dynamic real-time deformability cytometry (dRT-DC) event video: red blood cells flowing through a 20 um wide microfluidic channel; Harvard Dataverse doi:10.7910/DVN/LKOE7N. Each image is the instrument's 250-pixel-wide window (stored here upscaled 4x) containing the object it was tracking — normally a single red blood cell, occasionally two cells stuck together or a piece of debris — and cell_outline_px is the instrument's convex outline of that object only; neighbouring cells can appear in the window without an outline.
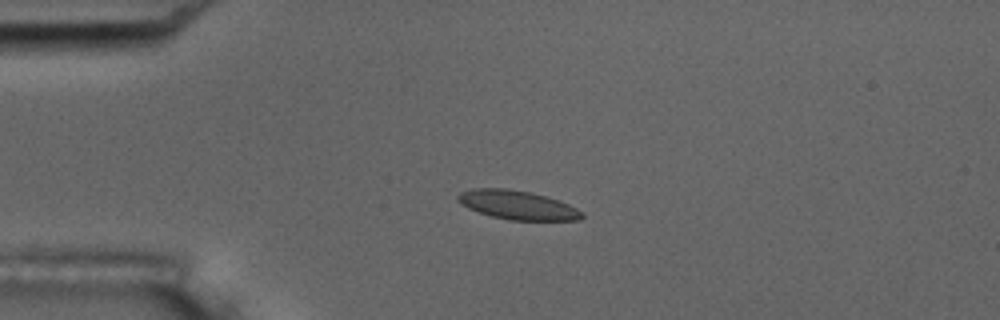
{"species": "common noctule bat (a hibernating species)", "species_latin": "Nyctalus noctula", "temperature_condition": "room temperature", "stored_images_in_passage": 4, "camera_frame_rate_fps": 3000, "um_per_image_px": 0.085, "animal": {"sex": "male", "body_mass_g": 17.5, "forearm_length_mm": 52.3}, "frame": {"image": 1, "passage_image": 3, "time_ms": 0.667, "image_size_px": [1000, 320], "cell_outline_px": [[584, 216], [580, 220], [508, 220], [492, 216], [468, 208], [460, 204], [456, 200], [456, 196], [460, 192], [472, 188], [508, 188], [532, 192], [560, 200], [584, 212]], "centroid_in_image_um": [43.98, 17.41], "position_along_channel_um": 41.0, "area_um2": 21.15}}